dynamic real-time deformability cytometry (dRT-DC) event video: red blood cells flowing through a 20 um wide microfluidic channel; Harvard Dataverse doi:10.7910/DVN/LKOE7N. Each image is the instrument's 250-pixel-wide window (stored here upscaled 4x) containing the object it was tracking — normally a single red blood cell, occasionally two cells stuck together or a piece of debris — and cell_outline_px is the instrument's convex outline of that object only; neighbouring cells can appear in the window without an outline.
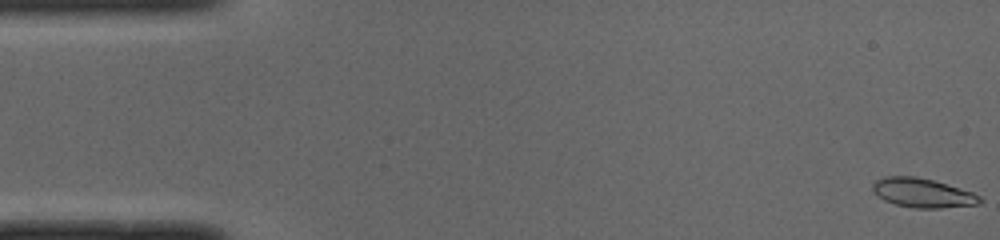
{"species": "common noctule bat (a hibernating species)", "species_latin": "Nyctalus noctula", "temperature_condition": "cold", "stored_images_in_passage": 50, "camera_frame_rate_fps": 3000, "um_per_image_px": 0.085, "animal": {"sex": "male", "body_mass_g": 19.0, "forearm_length_mm": 50.8}, "frame": {"image": 1, "passage_image": 1, "time_ms": 0.0, "image_size_px": [1000, 240], "cell_outline_px": [[984, 200], [980, 204], [940, 208], [912, 208], [896, 204], [884, 200], [872, 192], [872, 184], [876, 180], [884, 176], [912, 176], [932, 180], [972, 192], [980, 196]], "centroid_in_image_um": [78.4, 16.4], "position_along_channel_um": 6.6, "area_um2": 18.21}}
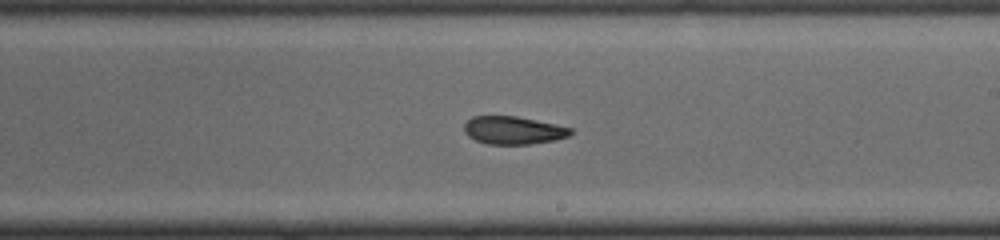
{"frame": {"image": 2, "passage_image": 29, "time_ms": 9.333, "image_size_px": [1000, 240], "cell_outline_px": [[572, 132], [568, 136], [556, 140], [528, 144], [488, 144], [476, 140], [468, 136], [464, 132], [464, 124], [472, 116], [516, 116], [556, 124], [572, 128]], "centroid_in_image_um": [43.62, 11.07], "position_along_channel_um": 245.4, "area_um2": 17.28}}
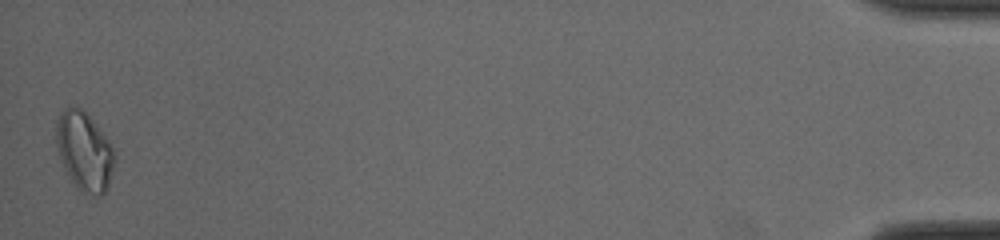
{"frame": {"image": 3, "passage_image": 50, "time_ms": 16.333, "image_size_px": [1000, 240], "cell_outline_px": [[116, 156], [108, 188], [100, 196], [92, 196], [80, 188], [72, 180], [64, 168], [60, 156], [56, 140], [56, 120], [60, 112], [68, 108], [80, 108], [92, 120], [104, 136], [112, 148]], "centroid_in_image_um": [7.18, 12.87], "position_along_channel_um": 428.0, "area_um2": 26.01}, "authors_computed_cell_mechanics": {"area_um2": 18.3226, "velocity_mm_per_s": 3.9808, "shape_relaxation_time_tau1_ms": 11.1362, "shape_relaxation_time_tau2_ms": 10.497, "deformation_change_tau1": 0.2217, "deformation_change_tau2": 0.1805}}